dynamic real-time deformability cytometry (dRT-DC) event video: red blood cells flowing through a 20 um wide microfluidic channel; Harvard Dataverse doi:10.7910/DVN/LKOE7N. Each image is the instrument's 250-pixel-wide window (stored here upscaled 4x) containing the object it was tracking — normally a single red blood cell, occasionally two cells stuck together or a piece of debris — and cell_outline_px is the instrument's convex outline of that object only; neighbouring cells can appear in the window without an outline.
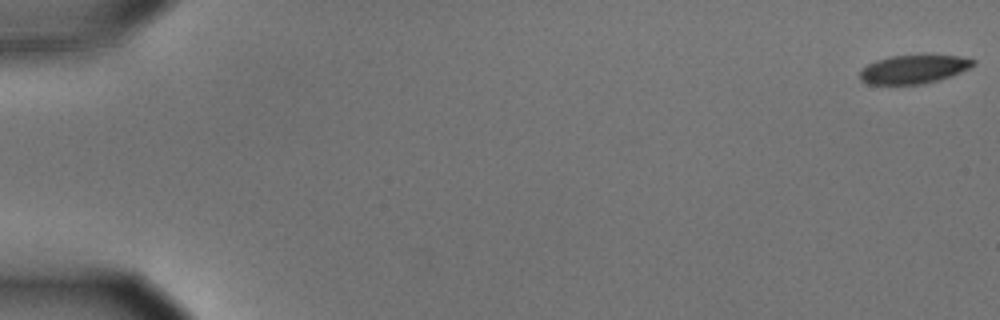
{"species": "common noctule bat (a hibernating species)", "species_latin": "Nyctalus noctula", "temperature_condition": "cold", "stored_images_in_passage": 58, "camera_frame_rate_fps": 3000, "um_per_image_px": 0.085, "animal": {"sex": "male", "body_mass_g": 15.6}, "frame": {"image": 1, "passage_image": 1, "time_ms": 0.0, "image_size_px": [1000, 320], "cell_outline_px": [[976, 64], [960, 72], [940, 80], [920, 84], [868, 84], [860, 80], [860, 72], [868, 64], [876, 60], [892, 56], [956, 56], [976, 60]], "centroid_in_image_um": [77.65, 5.9], "position_along_channel_um": 7.4, "area_um2": 18.5}}
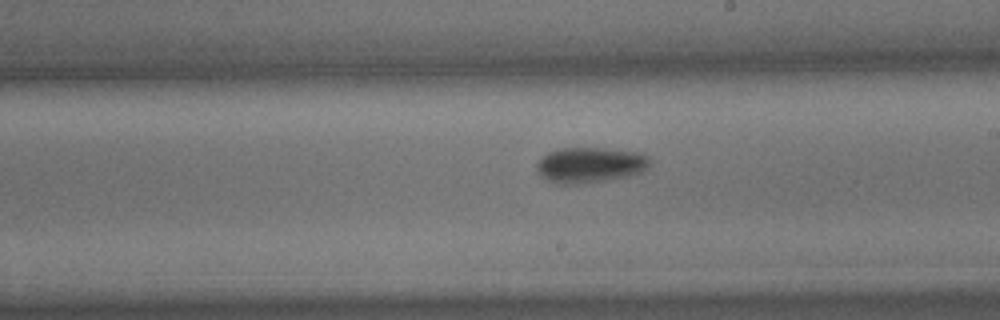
{"frame": {"image": 2, "passage_image": 34, "time_ms": 11.0, "image_size_px": [1000, 320], "cell_outline_px": [[648, 168], [640, 172], [628, 176], [584, 184], [556, 184], [540, 176], [536, 172], [536, 160], [540, 156], [548, 152], [560, 148], [604, 148], [640, 152], [648, 156]], "centroid_in_image_um": [50.08, 14.02], "position_along_channel_um": 238.9, "area_um2": 23.76}}
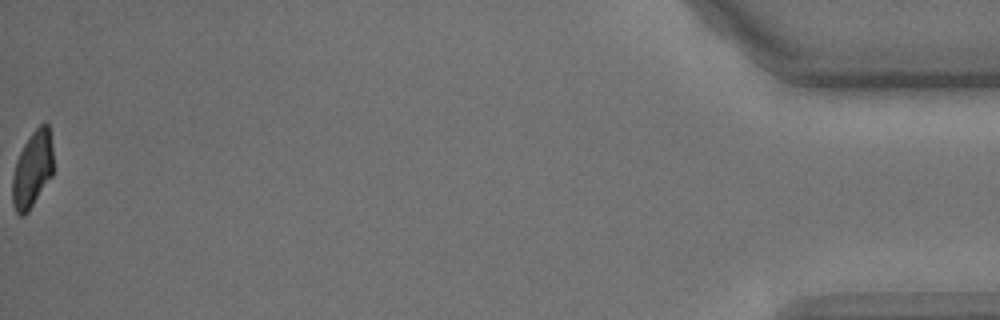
{"frame": {"image": 3, "passage_image": 58, "time_ms": 19.0, "image_size_px": [1000, 320], "cell_outline_px": [[52, 176], [28, 212], [24, 216], [20, 216], [16, 212], [12, 204], [12, 176], [16, 160], [24, 144], [32, 132], [44, 120], [48, 124], [52, 148]], "centroid_in_image_um": [2.74, 14.41], "position_along_channel_um": 432.5, "area_um2": 18.26}, "authors_computed_cell_mechanics": {"area_um2": 20.9236, "velocity_mm_per_s": 3.5522, "shape_relaxation_time_tau1_ms": 1.7968, "shape_relaxation_time_tau2_ms": 6.6413, "deformation_change_tau1": 0.1278, "deformation_change_tau2": 0.0949}}